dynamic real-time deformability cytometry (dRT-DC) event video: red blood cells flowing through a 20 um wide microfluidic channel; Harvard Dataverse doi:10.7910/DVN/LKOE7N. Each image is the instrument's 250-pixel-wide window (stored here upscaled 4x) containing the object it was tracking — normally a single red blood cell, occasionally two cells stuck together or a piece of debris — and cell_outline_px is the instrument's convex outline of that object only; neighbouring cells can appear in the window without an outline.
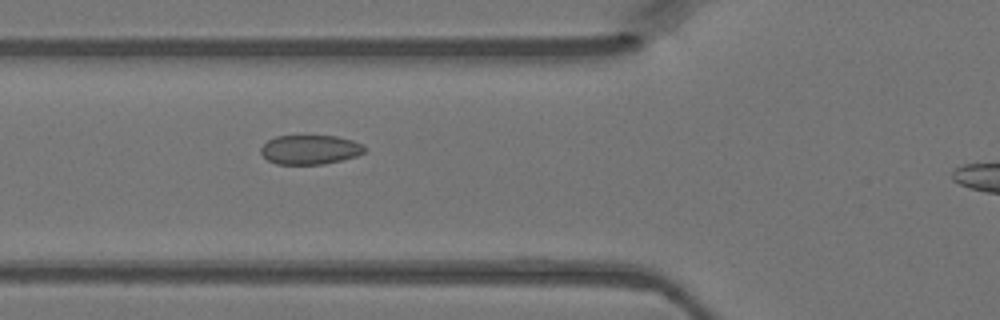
{"species": "Egyptian fruit bat (a non-hibernating species)", "species_latin": "Rousettus aegyptiacus", "temperature_condition": "warm", "stored_images_in_passage": 34, "camera_frame_rate_fps": 3000, "um_per_image_px": 0.085, "animal": {"sex": "female"}, "frame": {"image": 1, "passage_image": 9, "time_ms": 2.667, "image_size_px": [1000, 320], "cell_outline_px": [[364, 152], [356, 156], [324, 164], [276, 164], [268, 160], [260, 152], [260, 148], [268, 140], [276, 136], [336, 136], [352, 140], [364, 144]], "centroid_in_image_um": [26.34, 12.72], "position_along_channel_um": 99.5, "area_um2": 17.63}}
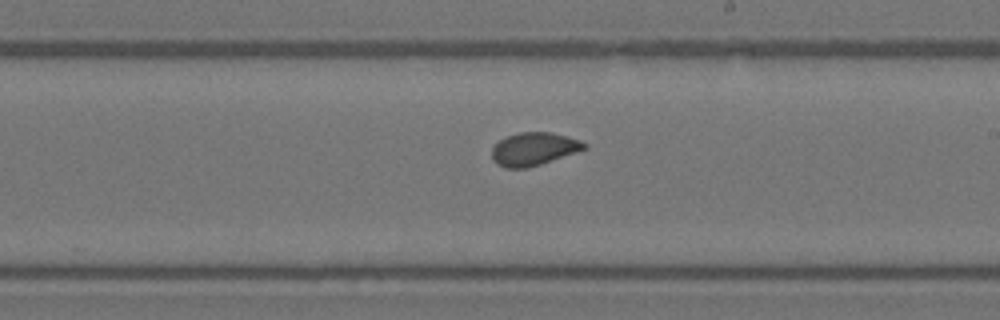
{"frame": {"image": 2, "passage_image": 19, "time_ms": 6.0, "image_size_px": [1000, 320], "cell_outline_px": [[588, 148], [528, 168], [504, 168], [496, 164], [492, 160], [492, 148], [500, 140], [508, 136], [520, 132], [548, 132], [568, 136], [580, 140], [588, 144]], "centroid_in_image_um": [45.37, 12.67], "position_along_channel_um": 243.6, "area_um2": 17.74}}
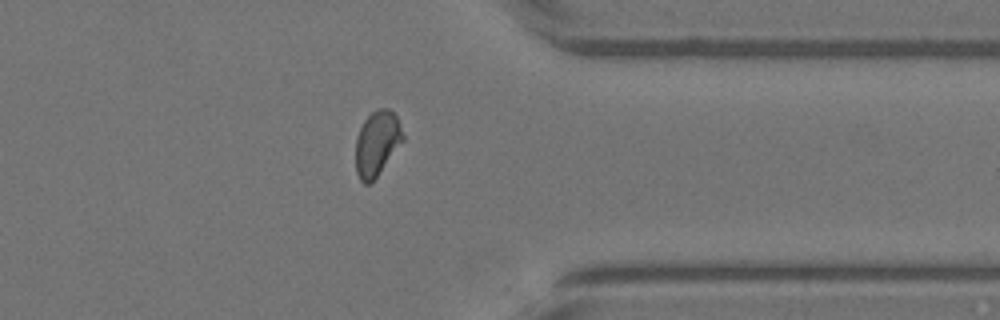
{"frame": {"image": 3, "passage_image": 29, "time_ms": 9.333, "image_size_px": [1000, 320], "cell_outline_px": [[404, 140], [376, 176], [368, 184], [364, 184], [360, 180], [356, 172], [356, 136], [364, 120], [372, 112], [380, 108], [388, 108], [396, 116], [404, 136]], "centroid_in_image_um": [32.03, 12.17], "position_along_channel_um": 379.4, "area_um2": 17.57}}